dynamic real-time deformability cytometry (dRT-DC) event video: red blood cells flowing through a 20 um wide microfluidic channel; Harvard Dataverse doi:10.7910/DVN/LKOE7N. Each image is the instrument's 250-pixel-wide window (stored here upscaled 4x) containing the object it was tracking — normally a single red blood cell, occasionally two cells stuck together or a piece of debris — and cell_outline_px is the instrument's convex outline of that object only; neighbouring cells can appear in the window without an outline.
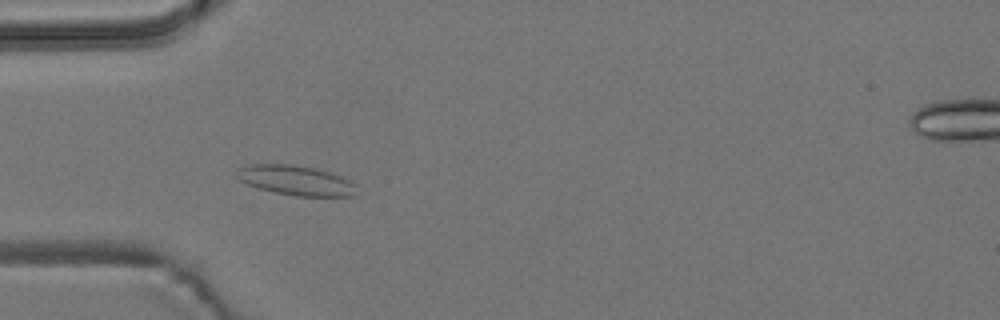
{"species": "common noctule bat (a hibernating species)", "species_latin": "Nyctalus noctula", "temperature_condition": "room temperature", "stored_images_in_passage": 46, "camera_frame_rate_fps": 3000, "um_per_image_px": 0.085, "animal": {"sex": "male", "body_mass_g": 19.2, "forearm_length_mm": 51.8}, "frame": {"image": 1, "passage_image": 7, "time_ms": 2.0, "image_size_px": [1000, 320], "cell_outline_px": [[356, 196], [296, 196], [276, 192], [260, 188], [248, 184], [240, 180], [236, 176], [236, 168], [248, 164], [292, 164], [316, 168], [340, 176], [348, 180], [352, 184]], "centroid_in_image_um": [25.08, 15.31], "position_along_channel_um": 59.9, "area_um2": 20.58}}
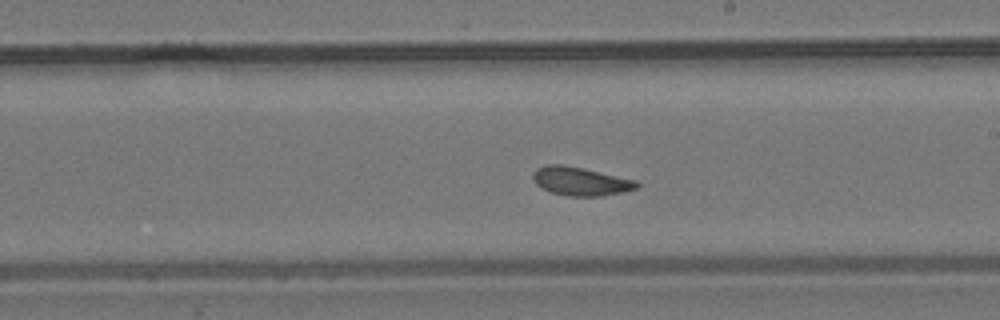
{"frame": {"image": 2, "passage_image": 22, "time_ms": 7.0, "image_size_px": [1000, 320], "cell_outline_px": [[640, 188], [624, 192], [600, 196], [568, 196], [552, 192], [540, 188], [536, 184], [532, 176], [532, 172], [536, 168], [548, 164], [560, 164], [584, 168], [636, 180], [640, 184]], "centroid_in_image_um": [49.36, 15.41], "position_along_channel_um": 239.6, "area_um2": 17.46}}
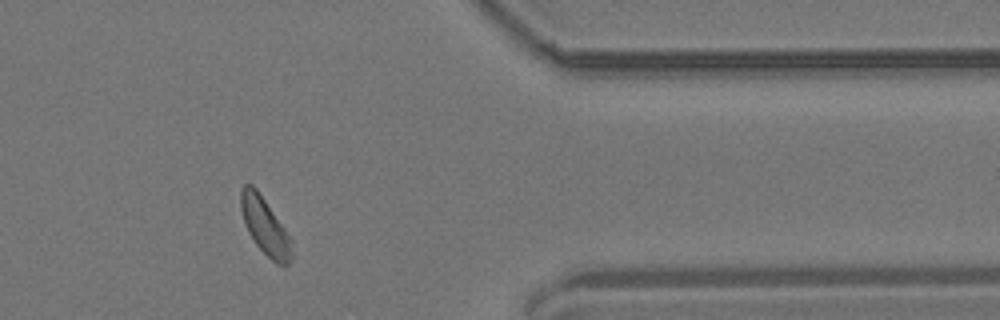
{"frame": {"image": 3, "passage_image": 36, "time_ms": 11.667, "image_size_px": [1000, 320], "cell_outline_px": [[292, 260], [284, 268], [276, 264], [256, 244], [248, 232], [240, 208], [240, 192], [244, 184], [252, 184], [256, 188], [284, 228], [292, 240]], "centroid_in_image_um": [22.54, 19.26], "position_along_channel_um": 388.9, "area_um2": 16.76}, "authors_computed_cell_mechanics": {"area_um2": 17.1377, "velocity_mm_per_s": 3.6495, "shape_relaxation_time_tau1_ms": null, "shape_relaxation_time_tau2_ms": 1.3642, "deformation_change_tau1": null, "deformation_change_tau2": 0.0685}}